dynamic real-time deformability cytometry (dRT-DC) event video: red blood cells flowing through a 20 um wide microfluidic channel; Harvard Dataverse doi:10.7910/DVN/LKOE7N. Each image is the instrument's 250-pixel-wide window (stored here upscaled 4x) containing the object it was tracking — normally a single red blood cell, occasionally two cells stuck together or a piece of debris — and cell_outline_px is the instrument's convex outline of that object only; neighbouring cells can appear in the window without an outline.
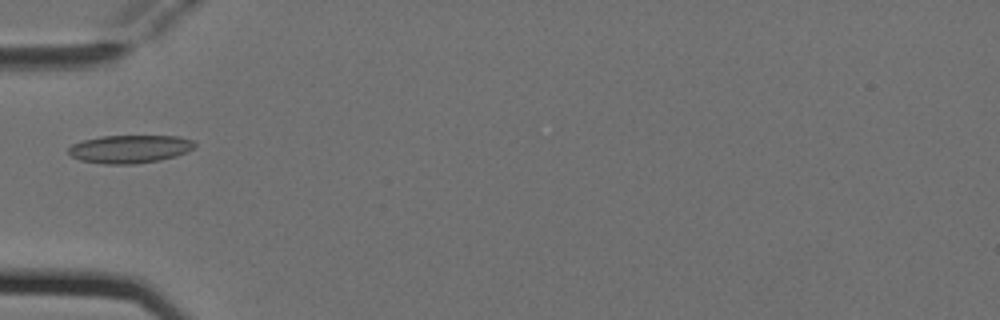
{"species": "Egyptian fruit bat (a non-hibernating species)", "species_latin": "Rousettus aegyptiacus", "temperature_condition": "cold", "stored_images_in_passage": 1, "camera_frame_rate_fps": 3000, "um_per_image_px": 0.085, "animal": {"sex": "female"}, "frame": {"image": 1, "passage_image": 1, "time_ms": 0.0, "image_size_px": [1000, 320], "cell_outline_px": [[196, 144], [192, 148], [176, 156], [160, 160], [136, 164], [104, 164], [80, 160], [72, 156], [68, 152], [68, 148], [72, 144], [84, 140], [100, 136], [176, 136], [192, 140]], "centroid_in_image_um": [11.0, 12.67], "position_along_channel_um": 74.0, "area_um2": 20.52}}